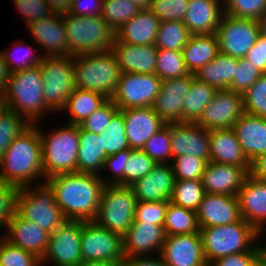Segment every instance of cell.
Here are the masks:
<instances>
[{"mask_svg":"<svg viewBox=\"0 0 266 266\" xmlns=\"http://www.w3.org/2000/svg\"><path fill=\"white\" fill-rule=\"evenodd\" d=\"M132 152L131 148L121 150L118 153L108 155L103 163V168L108 169L110 167L112 174L115 176L114 180L109 185H120L124 186V167L127 160ZM108 167V168H106Z\"/></svg>","mask_w":266,"mask_h":266,"instance_id":"55","label":"cell"},{"mask_svg":"<svg viewBox=\"0 0 266 266\" xmlns=\"http://www.w3.org/2000/svg\"><path fill=\"white\" fill-rule=\"evenodd\" d=\"M244 112L266 118V73L243 94Z\"/></svg>","mask_w":266,"mask_h":266,"instance_id":"44","label":"cell"},{"mask_svg":"<svg viewBox=\"0 0 266 266\" xmlns=\"http://www.w3.org/2000/svg\"><path fill=\"white\" fill-rule=\"evenodd\" d=\"M27 26L38 45L46 48L47 57L69 56L63 15L52 14Z\"/></svg>","mask_w":266,"mask_h":266,"instance_id":"27","label":"cell"},{"mask_svg":"<svg viewBox=\"0 0 266 266\" xmlns=\"http://www.w3.org/2000/svg\"><path fill=\"white\" fill-rule=\"evenodd\" d=\"M80 249L82 261H108L122 266L125 258L122 236L95 221H82Z\"/></svg>","mask_w":266,"mask_h":266,"instance_id":"11","label":"cell"},{"mask_svg":"<svg viewBox=\"0 0 266 266\" xmlns=\"http://www.w3.org/2000/svg\"><path fill=\"white\" fill-rule=\"evenodd\" d=\"M125 120L126 136L132 150H142L145 143L166 123L153 107L120 110Z\"/></svg>","mask_w":266,"mask_h":266,"instance_id":"20","label":"cell"},{"mask_svg":"<svg viewBox=\"0 0 266 266\" xmlns=\"http://www.w3.org/2000/svg\"><path fill=\"white\" fill-rule=\"evenodd\" d=\"M136 204L131 187L105 185L94 221L123 237L134 221Z\"/></svg>","mask_w":266,"mask_h":266,"instance_id":"10","label":"cell"},{"mask_svg":"<svg viewBox=\"0 0 266 266\" xmlns=\"http://www.w3.org/2000/svg\"><path fill=\"white\" fill-rule=\"evenodd\" d=\"M235 67L237 58L219 53L213 61L204 65L195 77L217 90L228 89L235 78Z\"/></svg>","mask_w":266,"mask_h":266,"instance_id":"34","label":"cell"},{"mask_svg":"<svg viewBox=\"0 0 266 266\" xmlns=\"http://www.w3.org/2000/svg\"><path fill=\"white\" fill-rule=\"evenodd\" d=\"M190 36L183 21L160 22L154 45L158 49L182 51Z\"/></svg>","mask_w":266,"mask_h":266,"instance_id":"38","label":"cell"},{"mask_svg":"<svg viewBox=\"0 0 266 266\" xmlns=\"http://www.w3.org/2000/svg\"><path fill=\"white\" fill-rule=\"evenodd\" d=\"M17 46H19L18 44H16L14 47H16V49L17 50H19L18 48H17ZM15 49V50H16ZM23 49V48H22ZM21 49V50H22ZM26 50H27V48H26ZM29 50V49H28ZM30 54L32 55H30L29 53V55L30 56H28L27 54H24L25 53V50H24V53L22 54L21 52V54L23 55L22 57H20V58H11V54L10 53H8V52H3L2 53V56H3V58H4V60L7 62V64H8V67H9V70H10V72L12 73V72H16V71H20V70H25V69H28V68H31V67H35V66H39L40 64H41V61H42V58L44 57V54H43V56L42 55H40V56H35L32 52H33V50H32V48H30ZM18 52V51H17ZM19 53V54H20ZM10 54V55H9ZM14 54V53H13ZM19 54H17V56L19 55ZM34 55V56H33ZM15 59V60H14ZM13 62V63H12ZM11 63H12V65H11ZM14 64V65H13Z\"/></svg>","mask_w":266,"mask_h":266,"instance_id":"57","label":"cell"},{"mask_svg":"<svg viewBox=\"0 0 266 266\" xmlns=\"http://www.w3.org/2000/svg\"><path fill=\"white\" fill-rule=\"evenodd\" d=\"M111 50L116 56L122 73H155L158 48L154 44L133 45L114 41Z\"/></svg>","mask_w":266,"mask_h":266,"instance_id":"26","label":"cell"},{"mask_svg":"<svg viewBox=\"0 0 266 266\" xmlns=\"http://www.w3.org/2000/svg\"><path fill=\"white\" fill-rule=\"evenodd\" d=\"M170 201L137 202L134 221L163 226Z\"/></svg>","mask_w":266,"mask_h":266,"instance_id":"53","label":"cell"},{"mask_svg":"<svg viewBox=\"0 0 266 266\" xmlns=\"http://www.w3.org/2000/svg\"><path fill=\"white\" fill-rule=\"evenodd\" d=\"M205 194L202 180H175L173 204L197 211Z\"/></svg>","mask_w":266,"mask_h":266,"instance_id":"40","label":"cell"},{"mask_svg":"<svg viewBox=\"0 0 266 266\" xmlns=\"http://www.w3.org/2000/svg\"><path fill=\"white\" fill-rule=\"evenodd\" d=\"M220 0H189L183 23L191 35L216 34L224 14Z\"/></svg>","mask_w":266,"mask_h":266,"instance_id":"28","label":"cell"},{"mask_svg":"<svg viewBox=\"0 0 266 266\" xmlns=\"http://www.w3.org/2000/svg\"><path fill=\"white\" fill-rule=\"evenodd\" d=\"M7 110L4 94H0V115Z\"/></svg>","mask_w":266,"mask_h":266,"instance_id":"69","label":"cell"},{"mask_svg":"<svg viewBox=\"0 0 266 266\" xmlns=\"http://www.w3.org/2000/svg\"><path fill=\"white\" fill-rule=\"evenodd\" d=\"M192 83V74L163 80L153 105L155 112L167 123L183 122V105Z\"/></svg>","mask_w":266,"mask_h":266,"instance_id":"18","label":"cell"},{"mask_svg":"<svg viewBox=\"0 0 266 266\" xmlns=\"http://www.w3.org/2000/svg\"><path fill=\"white\" fill-rule=\"evenodd\" d=\"M237 198L241 218L260 233L263 232L262 223H266V182L249 174L238 192Z\"/></svg>","mask_w":266,"mask_h":266,"instance_id":"24","label":"cell"},{"mask_svg":"<svg viewBox=\"0 0 266 266\" xmlns=\"http://www.w3.org/2000/svg\"><path fill=\"white\" fill-rule=\"evenodd\" d=\"M244 58L251 62L262 74L266 73V37L260 34L255 45L251 47Z\"/></svg>","mask_w":266,"mask_h":266,"instance_id":"58","label":"cell"},{"mask_svg":"<svg viewBox=\"0 0 266 266\" xmlns=\"http://www.w3.org/2000/svg\"><path fill=\"white\" fill-rule=\"evenodd\" d=\"M68 41V55L76 56L112 49L115 31L100 16L63 15Z\"/></svg>","mask_w":266,"mask_h":266,"instance_id":"6","label":"cell"},{"mask_svg":"<svg viewBox=\"0 0 266 266\" xmlns=\"http://www.w3.org/2000/svg\"><path fill=\"white\" fill-rule=\"evenodd\" d=\"M181 52L188 72L195 75L220 53L218 38L216 34L191 35Z\"/></svg>","mask_w":266,"mask_h":266,"instance_id":"32","label":"cell"},{"mask_svg":"<svg viewBox=\"0 0 266 266\" xmlns=\"http://www.w3.org/2000/svg\"><path fill=\"white\" fill-rule=\"evenodd\" d=\"M4 97L7 109L19 114L29 125H34L44 111H49L39 66L12 72Z\"/></svg>","mask_w":266,"mask_h":266,"instance_id":"4","label":"cell"},{"mask_svg":"<svg viewBox=\"0 0 266 266\" xmlns=\"http://www.w3.org/2000/svg\"><path fill=\"white\" fill-rule=\"evenodd\" d=\"M42 144V166L44 177L77 172L79 149V125L67 124L65 128L43 135L39 131Z\"/></svg>","mask_w":266,"mask_h":266,"instance_id":"8","label":"cell"},{"mask_svg":"<svg viewBox=\"0 0 266 266\" xmlns=\"http://www.w3.org/2000/svg\"><path fill=\"white\" fill-rule=\"evenodd\" d=\"M251 167L208 162L202 176L206 193L237 196Z\"/></svg>","mask_w":266,"mask_h":266,"instance_id":"19","label":"cell"},{"mask_svg":"<svg viewBox=\"0 0 266 266\" xmlns=\"http://www.w3.org/2000/svg\"><path fill=\"white\" fill-rule=\"evenodd\" d=\"M159 18L150 9H141L115 31V40L133 45L155 44Z\"/></svg>","mask_w":266,"mask_h":266,"instance_id":"30","label":"cell"},{"mask_svg":"<svg viewBox=\"0 0 266 266\" xmlns=\"http://www.w3.org/2000/svg\"><path fill=\"white\" fill-rule=\"evenodd\" d=\"M78 266H121L116 262L108 261H82Z\"/></svg>","mask_w":266,"mask_h":266,"instance_id":"65","label":"cell"},{"mask_svg":"<svg viewBox=\"0 0 266 266\" xmlns=\"http://www.w3.org/2000/svg\"><path fill=\"white\" fill-rule=\"evenodd\" d=\"M46 181L55 191L57 205L66 220L94 221L105 185L98 174L69 172L49 177Z\"/></svg>","mask_w":266,"mask_h":266,"instance_id":"1","label":"cell"},{"mask_svg":"<svg viewBox=\"0 0 266 266\" xmlns=\"http://www.w3.org/2000/svg\"><path fill=\"white\" fill-rule=\"evenodd\" d=\"M155 74L163 81L189 75L181 51L158 49Z\"/></svg>","mask_w":266,"mask_h":266,"instance_id":"39","label":"cell"},{"mask_svg":"<svg viewBox=\"0 0 266 266\" xmlns=\"http://www.w3.org/2000/svg\"><path fill=\"white\" fill-rule=\"evenodd\" d=\"M29 25L42 18L52 15L51 8L46 0H12Z\"/></svg>","mask_w":266,"mask_h":266,"instance_id":"54","label":"cell"},{"mask_svg":"<svg viewBox=\"0 0 266 266\" xmlns=\"http://www.w3.org/2000/svg\"><path fill=\"white\" fill-rule=\"evenodd\" d=\"M99 136L102 138L103 149L107 156L130 148L126 136L124 116L120 110L112 117L106 130Z\"/></svg>","mask_w":266,"mask_h":266,"instance_id":"41","label":"cell"},{"mask_svg":"<svg viewBox=\"0 0 266 266\" xmlns=\"http://www.w3.org/2000/svg\"><path fill=\"white\" fill-rule=\"evenodd\" d=\"M209 136L210 162L251 167L232 128L211 130Z\"/></svg>","mask_w":266,"mask_h":266,"instance_id":"31","label":"cell"},{"mask_svg":"<svg viewBox=\"0 0 266 266\" xmlns=\"http://www.w3.org/2000/svg\"><path fill=\"white\" fill-rule=\"evenodd\" d=\"M106 158L102 138L98 134L84 130L79 126L77 172L97 175L98 170L103 168Z\"/></svg>","mask_w":266,"mask_h":266,"instance_id":"33","label":"cell"},{"mask_svg":"<svg viewBox=\"0 0 266 266\" xmlns=\"http://www.w3.org/2000/svg\"><path fill=\"white\" fill-rule=\"evenodd\" d=\"M81 235L82 221L65 220L50 234L41 263L50 259L56 266H78L82 262Z\"/></svg>","mask_w":266,"mask_h":266,"instance_id":"14","label":"cell"},{"mask_svg":"<svg viewBox=\"0 0 266 266\" xmlns=\"http://www.w3.org/2000/svg\"><path fill=\"white\" fill-rule=\"evenodd\" d=\"M217 89L192 74V83L183 105V122L196 123L204 108L213 100Z\"/></svg>","mask_w":266,"mask_h":266,"instance_id":"36","label":"cell"},{"mask_svg":"<svg viewBox=\"0 0 266 266\" xmlns=\"http://www.w3.org/2000/svg\"><path fill=\"white\" fill-rule=\"evenodd\" d=\"M244 113L242 94L229 89L217 90L196 123L208 131L233 128Z\"/></svg>","mask_w":266,"mask_h":266,"instance_id":"15","label":"cell"},{"mask_svg":"<svg viewBox=\"0 0 266 266\" xmlns=\"http://www.w3.org/2000/svg\"><path fill=\"white\" fill-rule=\"evenodd\" d=\"M172 160L182 155H192L210 161L209 131L197 123H170Z\"/></svg>","mask_w":266,"mask_h":266,"instance_id":"16","label":"cell"},{"mask_svg":"<svg viewBox=\"0 0 266 266\" xmlns=\"http://www.w3.org/2000/svg\"><path fill=\"white\" fill-rule=\"evenodd\" d=\"M39 68L46 106L63 112L68 97L76 89L73 56H44Z\"/></svg>","mask_w":266,"mask_h":266,"instance_id":"9","label":"cell"},{"mask_svg":"<svg viewBox=\"0 0 266 266\" xmlns=\"http://www.w3.org/2000/svg\"><path fill=\"white\" fill-rule=\"evenodd\" d=\"M224 13L235 18L259 20L266 13V0H227Z\"/></svg>","mask_w":266,"mask_h":266,"instance_id":"47","label":"cell"},{"mask_svg":"<svg viewBox=\"0 0 266 266\" xmlns=\"http://www.w3.org/2000/svg\"><path fill=\"white\" fill-rule=\"evenodd\" d=\"M158 258L145 257L143 256H134V257H125L122 266H168L164 261L161 254Z\"/></svg>","mask_w":266,"mask_h":266,"instance_id":"61","label":"cell"},{"mask_svg":"<svg viewBox=\"0 0 266 266\" xmlns=\"http://www.w3.org/2000/svg\"><path fill=\"white\" fill-rule=\"evenodd\" d=\"M250 174L256 179L266 182V153L251 163Z\"/></svg>","mask_w":266,"mask_h":266,"instance_id":"62","label":"cell"},{"mask_svg":"<svg viewBox=\"0 0 266 266\" xmlns=\"http://www.w3.org/2000/svg\"><path fill=\"white\" fill-rule=\"evenodd\" d=\"M174 159L175 163L171 162V167L175 180H202L207 165L204 159L192 155H182Z\"/></svg>","mask_w":266,"mask_h":266,"instance_id":"48","label":"cell"},{"mask_svg":"<svg viewBox=\"0 0 266 266\" xmlns=\"http://www.w3.org/2000/svg\"><path fill=\"white\" fill-rule=\"evenodd\" d=\"M232 129L250 163L266 153V118L244 113Z\"/></svg>","mask_w":266,"mask_h":266,"instance_id":"29","label":"cell"},{"mask_svg":"<svg viewBox=\"0 0 266 266\" xmlns=\"http://www.w3.org/2000/svg\"><path fill=\"white\" fill-rule=\"evenodd\" d=\"M264 266H266V249L264 250Z\"/></svg>","mask_w":266,"mask_h":266,"instance_id":"70","label":"cell"},{"mask_svg":"<svg viewBox=\"0 0 266 266\" xmlns=\"http://www.w3.org/2000/svg\"><path fill=\"white\" fill-rule=\"evenodd\" d=\"M136 4L140 9H150L153 0H129Z\"/></svg>","mask_w":266,"mask_h":266,"instance_id":"66","label":"cell"},{"mask_svg":"<svg viewBox=\"0 0 266 266\" xmlns=\"http://www.w3.org/2000/svg\"><path fill=\"white\" fill-rule=\"evenodd\" d=\"M165 237L163 226L133 221L122 237L124 257L143 256L156 248L160 254Z\"/></svg>","mask_w":266,"mask_h":266,"instance_id":"25","label":"cell"},{"mask_svg":"<svg viewBox=\"0 0 266 266\" xmlns=\"http://www.w3.org/2000/svg\"><path fill=\"white\" fill-rule=\"evenodd\" d=\"M258 21L260 25V34L266 37V13Z\"/></svg>","mask_w":266,"mask_h":266,"instance_id":"67","label":"cell"},{"mask_svg":"<svg viewBox=\"0 0 266 266\" xmlns=\"http://www.w3.org/2000/svg\"><path fill=\"white\" fill-rule=\"evenodd\" d=\"M9 235L4 237L11 245L22 248L42 259L48 246L50 233L37 223L23 219L16 211L7 223Z\"/></svg>","mask_w":266,"mask_h":266,"instance_id":"22","label":"cell"},{"mask_svg":"<svg viewBox=\"0 0 266 266\" xmlns=\"http://www.w3.org/2000/svg\"><path fill=\"white\" fill-rule=\"evenodd\" d=\"M91 1L93 2L85 3L84 0H72L69 13L76 16H100L102 9V0Z\"/></svg>","mask_w":266,"mask_h":266,"instance_id":"60","label":"cell"},{"mask_svg":"<svg viewBox=\"0 0 266 266\" xmlns=\"http://www.w3.org/2000/svg\"><path fill=\"white\" fill-rule=\"evenodd\" d=\"M249 266H264V251Z\"/></svg>","mask_w":266,"mask_h":266,"instance_id":"68","label":"cell"},{"mask_svg":"<svg viewBox=\"0 0 266 266\" xmlns=\"http://www.w3.org/2000/svg\"><path fill=\"white\" fill-rule=\"evenodd\" d=\"M76 88L94 91L111 99L121 68L112 50L73 56Z\"/></svg>","mask_w":266,"mask_h":266,"instance_id":"5","label":"cell"},{"mask_svg":"<svg viewBox=\"0 0 266 266\" xmlns=\"http://www.w3.org/2000/svg\"><path fill=\"white\" fill-rule=\"evenodd\" d=\"M41 259L35 254L11 245L4 238L0 242V266H40Z\"/></svg>","mask_w":266,"mask_h":266,"instance_id":"49","label":"cell"},{"mask_svg":"<svg viewBox=\"0 0 266 266\" xmlns=\"http://www.w3.org/2000/svg\"><path fill=\"white\" fill-rule=\"evenodd\" d=\"M28 126L26 120L9 109L0 115V160L10 143Z\"/></svg>","mask_w":266,"mask_h":266,"instance_id":"45","label":"cell"},{"mask_svg":"<svg viewBox=\"0 0 266 266\" xmlns=\"http://www.w3.org/2000/svg\"><path fill=\"white\" fill-rule=\"evenodd\" d=\"M119 111L115 103L108 99L101 107L88 116L79 126L94 134H101L106 130L112 117Z\"/></svg>","mask_w":266,"mask_h":266,"instance_id":"50","label":"cell"},{"mask_svg":"<svg viewBox=\"0 0 266 266\" xmlns=\"http://www.w3.org/2000/svg\"><path fill=\"white\" fill-rule=\"evenodd\" d=\"M162 80L155 74L122 73L111 100L121 109L153 107Z\"/></svg>","mask_w":266,"mask_h":266,"instance_id":"12","label":"cell"},{"mask_svg":"<svg viewBox=\"0 0 266 266\" xmlns=\"http://www.w3.org/2000/svg\"><path fill=\"white\" fill-rule=\"evenodd\" d=\"M160 254L168 266H209L199 232L166 236Z\"/></svg>","mask_w":266,"mask_h":266,"instance_id":"17","label":"cell"},{"mask_svg":"<svg viewBox=\"0 0 266 266\" xmlns=\"http://www.w3.org/2000/svg\"><path fill=\"white\" fill-rule=\"evenodd\" d=\"M10 74L8 64L4 60L2 53H0V94L5 93Z\"/></svg>","mask_w":266,"mask_h":266,"instance_id":"64","label":"cell"},{"mask_svg":"<svg viewBox=\"0 0 266 266\" xmlns=\"http://www.w3.org/2000/svg\"><path fill=\"white\" fill-rule=\"evenodd\" d=\"M108 100L103 94L76 88L67 99L63 110L69 112V124L79 125Z\"/></svg>","mask_w":266,"mask_h":266,"instance_id":"35","label":"cell"},{"mask_svg":"<svg viewBox=\"0 0 266 266\" xmlns=\"http://www.w3.org/2000/svg\"><path fill=\"white\" fill-rule=\"evenodd\" d=\"M263 251H247L215 260L210 266H249Z\"/></svg>","mask_w":266,"mask_h":266,"instance_id":"59","label":"cell"},{"mask_svg":"<svg viewBox=\"0 0 266 266\" xmlns=\"http://www.w3.org/2000/svg\"><path fill=\"white\" fill-rule=\"evenodd\" d=\"M16 191L15 186L0 181V226L5 224V228L15 212Z\"/></svg>","mask_w":266,"mask_h":266,"instance_id":"56","label":"cell"},{"mask_svg":"<svg viewBox=\"0 0 266 266\" xmlns=\"http://www.w3.org/2000/svg\"><path fill=\"white\" fill-rule=\"evenodd\" d=\"M199 233L209 266L221 257L266 249V245L254 246V241L261 233L243 218L231 224L199 228Z\"/></svg>","mask_w":266,"mask_h":266,"instance_id":"3","label":"cell"},{"mask_svg":"<svg viewBox=\"0 0 266 266\" xmlns=\"http://www.w3.org/2000/svg\"><path fill=\"white\" fill-rule=\"evenodd\" d=\"M163 227L166 236L197 233L196 211L169 202Z\"/></svg>","mask_w":266,"mask_h":266,"instance_id":"37","label":"cell"},{"mask_svg":"<svg viewBox=\"0 0 266 266\" xmlns=\"http://www.w3.org/2000/svg\"><path fill=\"white\" fill-rule=\"evenodd\" d=\"M189 0H153L150 10L160 22L182 21L187 11Z\"/></svg>","mask_w":266,"mask_h":266,"instance_id":"52","label":"cell"},{"mask_svg":"<svg viewBox=\"0 0 266 266\" xmlns=\"http://www.w3.org/2000/svg\"><path fill=\"white\" fill-rule=\"evenodd\" d=\"M261 75L262 73L251 62L245 58H237L235 78L228 89L243 95Z\"/></svg>","mask_w":266,"mask_h":266,"instance_id":"51","label":"cell"},{"mask_svg":"<svg viewBox=\"0 0 266 266\" xmlns=\"http://www.w3.org/2000/svg\"><path fill=\"white\" fill-rule=\"evenodd\" d=\"M33 189L17 188L15 195V211L23 218L37 223L48 233H52L66 219L56 203L55 191L45 180Z\"/></svg>","mask_w":266,"mask_h":266,"instance_id":"7","label":"cell"},{"mask_svg":"<svg viewBox=\"0 0 266 266\" xmlns=\"http://www.w3.org/2000/svg\"><path fill=\"white\" fill-rule=\"evenodd\" d=\"M174 183L175 177L170 163L156 164L153 170L130 187L137 202L171 201Z\"/></svg>","mask_w":266,"mask_h":266,"instance_id":"23","label":"cell"},{"mask_svg":"<svg viewBox=\"0 0 266 266\" xmlns=\"http://www.w3.org/2000/svg\"><path fill=\"white\" fill-rule=\"evenodd\" d=\"M140 10L129 0H102L101 16L116 31Z\"/></svg>","mask_w":266,"mask_h":266,"instance_id":"42","label":"cell"},{"mask_svg":"<svg viewBox=\"0 0 266 266\" xmlns=\"http://www.w3.org/2000/svg\"><path fill=\"white\" fill-rule=\"evenodd\" d=\"M53 14L66 15L71 8L72 0H46Z\"/></svg>","mask_w":266,"mask_h":266,"instance_id":"63","label":"cell"},{"mask_svg":"<svg viewBox=\"0 0 266 266\" xmlns=\"http://www.w3.org/2000/svg\"><path fill=\"white\" fill-rule=\"evenodd\" d=\"M196 214L199 228L231 224L241 218L237 196L206 192Z\"/></svg>","mask_w":266,"mask_h":266,"instance_id":"21","label":"cell"},{"mask_svg":"<svg viewBox=\"0 0 266 266\" xmlns=\"http://www.w3.org/2000/svg\"><path fill=\"white\" fill-rule=\"evenodd\" d=\"M142 150L156 164H167V159L172 158L170 123H167L162 129L152 135Z\"/></svg>","mask_w":266,"mask_h":266,"instance_id":"43","label":"cell"},{"mask_svg":"<svg viewBox=\"0 0 266 266\" xmlns=\"http://www.w3.org/2000/svg\"><path fill=\"white\" fill-rule=\"evenodd\" d=\"M260 35L258 20L235 18L223 14L216 31L220 53L244 58Z\"/></svg>","mask_w":266,"mask_h":266,"instance_id":"13","label":"cell"},{"mask_svg":"<svg viewBox=\"0 0 266 266\" xmlns=\"http://www.w3.org/2000/svg\"><path fill=\"white\" fill-rule=\"evenodd\" d=\"M155 166L156 163L143 150H132L124 167V186L130 187Z\"/></svg>","mask_w":266,"mask_h":266,"instance_id":"46","label":"cell"},{"mask_svg":"<svg viewBox=\"0 0 266 266\" xmlns=\"http://www.w3.org/2000/svg\"><path fill=\"white\" fill-rule=\"evenodd\" d=\"M0 181L16 188L29 187L37 176H44L39 130L29 125L4 151L0 160Z\"/></svg>","mask_w":266,"mask_h":266,"instance_id":"2","label":"cell"}]
</instances>
